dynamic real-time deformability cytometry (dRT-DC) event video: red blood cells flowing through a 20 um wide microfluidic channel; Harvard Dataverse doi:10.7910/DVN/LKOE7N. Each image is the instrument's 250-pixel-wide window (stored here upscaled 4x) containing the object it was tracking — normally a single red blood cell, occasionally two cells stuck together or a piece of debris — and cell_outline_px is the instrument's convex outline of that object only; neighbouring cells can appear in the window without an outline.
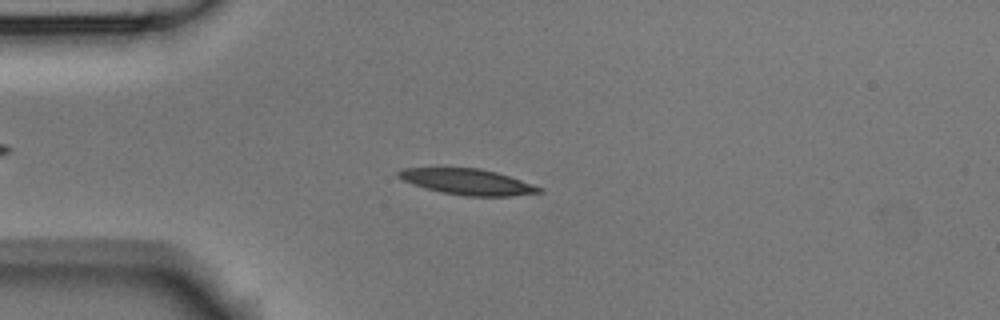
{"species": "Egyptian fruit bat (a non-hibernating species)", "species_latin": "Rousettus aegyptiacus", "temperature_condition": "room temperature", "stored_images_in_passage": 4, "camera_frame_rate_fps": 3000, "um_per_image_px": 0.085, "animal": {"sex": "male"}, "frame": {"image": 1, "passage_image": 3, "time_ms": 0.667, "image_size_px": [1000, 320], "cell_outline_px": [[544, 192], [512, 196], [464, 196], [440, 192], [412, 184], [396, 176], [396, 172], [400, 168], [444, 164], [480, 168], [496, 172], [544, 188]], "centroid_in_image_um": [39.62, 15.39], "position_along_channel_um": 45.4, "area_um2": 22.37}}
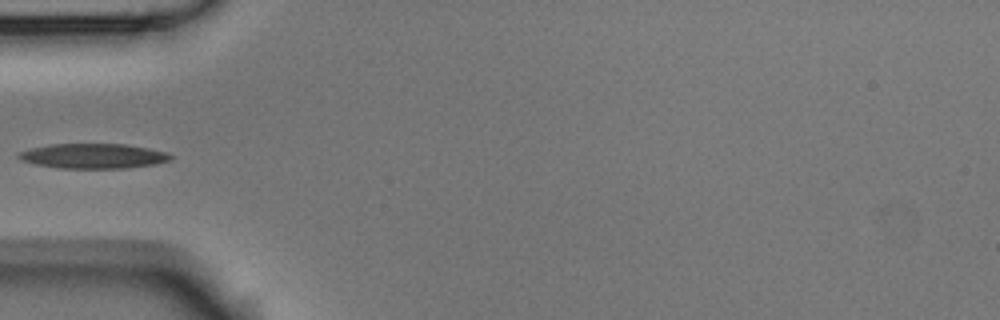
{"frame": {"image": 2, "passage_image": 4, "time_ms": 1.0, "image_size_px": [1000, 320], "cell_outline_px": [[172, 160], [152, 164], [124, 168], [60, 168], [36, 164], [20, 160], [16, 156], [20, 152], [32, 148], [52, 144], [128, 144], [168, 152], [172, 156]], "centroid_in_image_um": [7.94, 13.25], "position_along_channel_um": 77.1, "area_um2": 21.91}}